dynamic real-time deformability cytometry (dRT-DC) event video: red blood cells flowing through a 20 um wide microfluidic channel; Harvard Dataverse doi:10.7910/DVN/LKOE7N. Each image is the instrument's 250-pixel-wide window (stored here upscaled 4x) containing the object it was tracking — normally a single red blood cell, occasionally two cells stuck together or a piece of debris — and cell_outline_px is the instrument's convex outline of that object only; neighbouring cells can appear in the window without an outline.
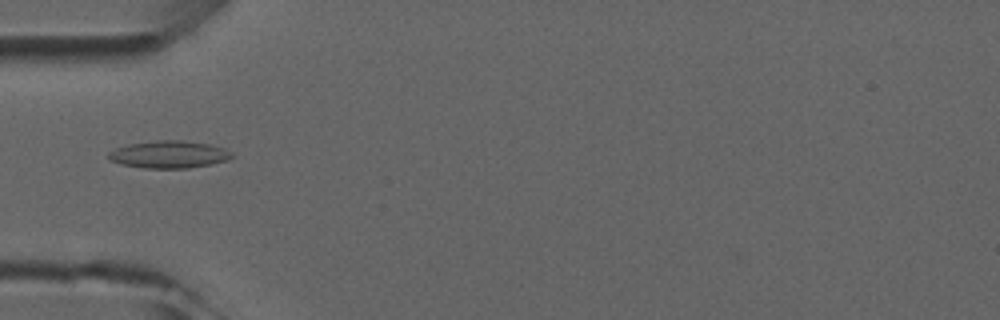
{"species": "common noctule bat (a hibernating species)", "species_latin": "Nyctalus noctula", "temperature_condition": "room temperature", "stored_images_in_passage": 5, "camera_frame_rate_fps": 3000, "um_per_image_px": 0.085, "animal": {"sex": "male", "forearm_length_mm": 52.5}, "frame": {"image": 1, "passage_image": 4, "time_ms": 3.333, "image_size_px": [1000, 320], "cell_outline_px": [[236, 156], [228, 160], [212, 164], [188, 168], [144, 168], [120, 164], [112, 160], [108, 156], [108, 152], [116, 148], [128, 144], [156, 140], [180, 140], [208, 144], [224, 148], [232, 152]], "centroid_in_image_um": [14.4, 13.13], "position_along_channel_um": 70.6, "area_um2": 19.71}}
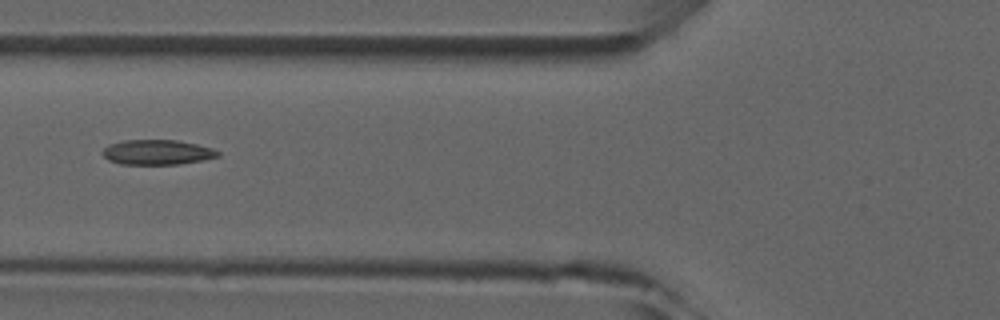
{"frame": {"image": 2, "passage_image": 5, "time_ms": 4.333, "image_size_px": [1000, 320], "cell_outline_px": [[220, 156], [180, 164], [120, 164], [108, 160], [100, 152], [108, 144], [124, 140], [176, 140], [196, 144], [212, 148], [220, 152]], "centroid_in_image_um": [13.32, 12.94], "position_along_channel_um": 112.5, "area_um2": 16.76}}